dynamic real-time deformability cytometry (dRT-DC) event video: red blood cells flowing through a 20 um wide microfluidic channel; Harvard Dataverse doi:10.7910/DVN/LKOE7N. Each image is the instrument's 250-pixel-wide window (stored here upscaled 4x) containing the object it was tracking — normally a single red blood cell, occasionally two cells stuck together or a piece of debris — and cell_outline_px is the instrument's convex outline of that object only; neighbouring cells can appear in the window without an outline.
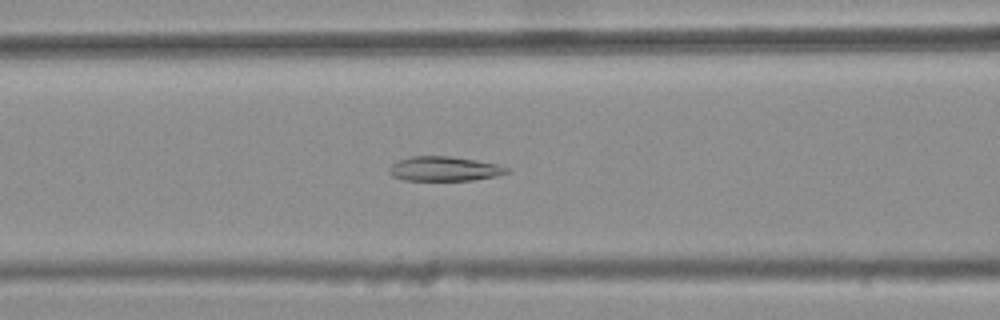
{"species": "common noctule bat (a hibernating species)", "species_latin": "Nyctalus noctula", "temperature_condition": "warm", "stored_images_in_passage": 45, "camera_frame_rate_fps": 3000, "um_per_image_px": 0.085, "animal": {"sex": "female", "body_mass_g": 25.1}, "frame": {"image": 1, "passage_image": 20, "time_ms": 6.333, "image_size_px": [1000, 320], "cell_outline_px": [[508, 172], [496, 176], [472, 180], [404, 180], [392, 176], [388, 172], [388, 168], [392, 164], [400, 160], [412, 156], [448, 156], [476, 160], [496, 164], [508, 168]], "centroid_in_image_um": [37.73, 14.35], "position_along_channel_um": 128.9, "area_um2": 16.65}}
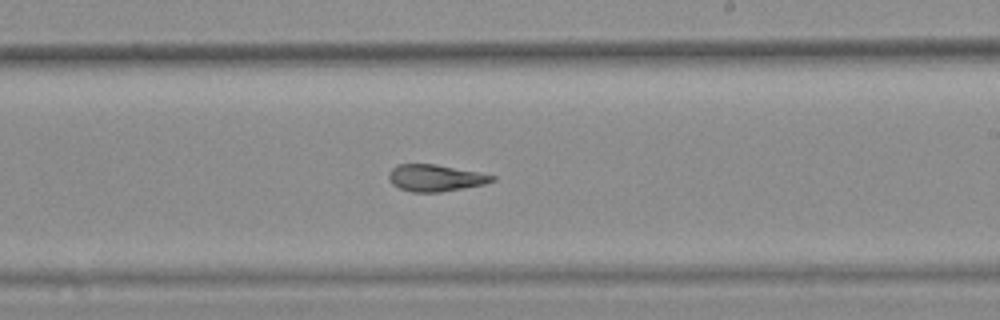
{"frame": {"image": 2, "passage_image": 30, "time_ms": 9.667, "image_size_px": [1000, 320], "cell_outline_px": [[496, 180], [484, 184], [440, 192], [412, 192], [400, 188], [392, 184], [388, 176], [388, 172], [396, 164], [436, 164], [496, 176]], "centroid_in_image_um": [36.97, 15.12], "position_along_channel_um": 252.0, "area_um2": 16.01}}
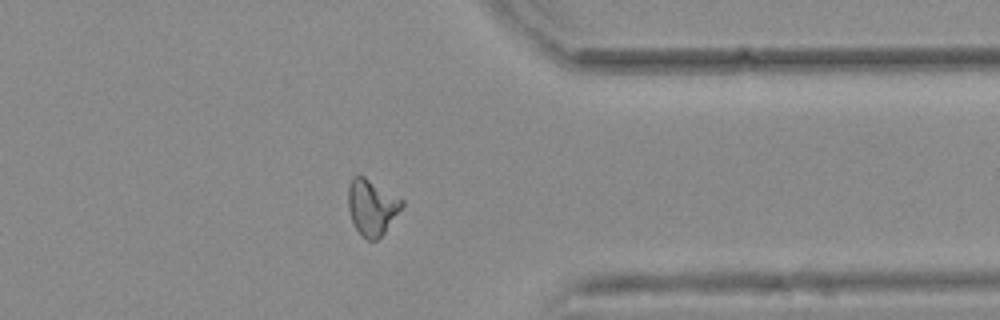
{"frame": {"image": 3, "passage_image": 41, "time_ms": 13.333, "image_size_px": [1000, 320], "cell_outline_px": [[404, 204], [384, 232], [376, 240], [368, 240], [360, 236], [352, 220], [348, 208], [348, 188], [352, 176], [364, 176], [404, 200]], "centroid_in_image_um": [31.59, 17.6], "position_along_channel_um": 379.8, "area_um2": 17.28}, "authors_computed_cell_mechanics": {"area_um2": 17.051, "velocity_mm_per_s": 3.7078, "shape_relaxation_time_tau1_ms": null, "shape_relaxation_time_tau2_ms": 1.8655, "deformation_change_tau1": null, "deformation_change_tau2": 0.0953}}